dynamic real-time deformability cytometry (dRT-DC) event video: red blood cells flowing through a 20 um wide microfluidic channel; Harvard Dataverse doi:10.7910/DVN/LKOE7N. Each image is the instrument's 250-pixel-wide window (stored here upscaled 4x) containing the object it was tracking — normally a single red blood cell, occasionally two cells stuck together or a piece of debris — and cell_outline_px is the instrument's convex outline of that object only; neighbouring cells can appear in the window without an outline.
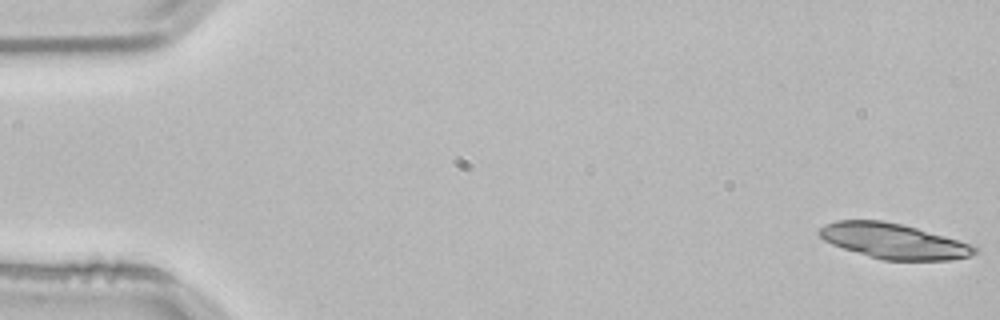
{"species": "common noctule bat (a hibernating species)", "species_latin": "Nyctalus noctula", "temperature_condition": "room temperature", "stored_images_in_passage": 53, "segment_of_instrument_passage": [1, 2], "camera_frame_rate_fps": 3000, "um_per_image_px": 0.085, "animal": {"sex": "male", "body_mass_g": 21.5, "forearm_length_mm": 52.0}, "frame": {"image": 1, "passage_image": 1, "time_ms": 0.0, "image_size_px": [1000, 320], "cell_outline_px": [[980, 248], [972, 256], [948, 260], [884, 260], [868, 256], [832, 244], [824, 240], [816, 232], [824, 224], [836, 220], [884, 220], [916, 228], [976, 244]], "centroid_in_image_um": [76.0, 20.49], "position_along_channel_um": 9.0, "area_um2": 32.08}}